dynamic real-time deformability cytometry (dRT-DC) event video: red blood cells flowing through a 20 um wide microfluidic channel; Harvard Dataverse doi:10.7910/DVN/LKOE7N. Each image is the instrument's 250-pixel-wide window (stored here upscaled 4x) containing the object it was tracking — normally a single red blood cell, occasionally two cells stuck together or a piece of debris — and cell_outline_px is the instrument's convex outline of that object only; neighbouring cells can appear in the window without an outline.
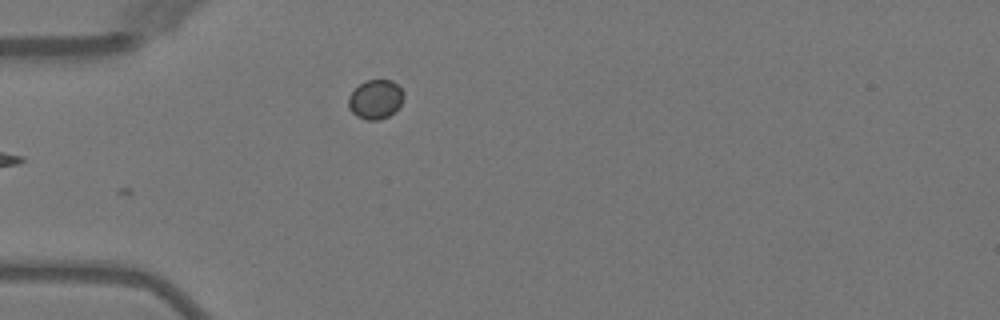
{"species": "Egyptian fruit bat (a non-hibernating species)", "species_latin": "Rousettus aegyptiacus", "temperature_condition": "warm", "stored_images_in_passage": 5, "camera_frame_rate_fps": 3000, "um_per_image_px": 0.085, "animal": {"sex": "female"}, "frame": {"image": 1, "passage_image": 5, "time_ms": 5.0, "image_size_px": [1000, 320], "cell_outline_px": [[404, 96], [400, 104], [388, 116], [380, 120], [368, 120], [356, 116], [348, 108], [348, 96], [364, 80], [392, 80], [404, 92]], "centroid_in_image_um": [31.89, 8.44], "position_along_channel_um": 53.1, "area_um2": 12.54}}